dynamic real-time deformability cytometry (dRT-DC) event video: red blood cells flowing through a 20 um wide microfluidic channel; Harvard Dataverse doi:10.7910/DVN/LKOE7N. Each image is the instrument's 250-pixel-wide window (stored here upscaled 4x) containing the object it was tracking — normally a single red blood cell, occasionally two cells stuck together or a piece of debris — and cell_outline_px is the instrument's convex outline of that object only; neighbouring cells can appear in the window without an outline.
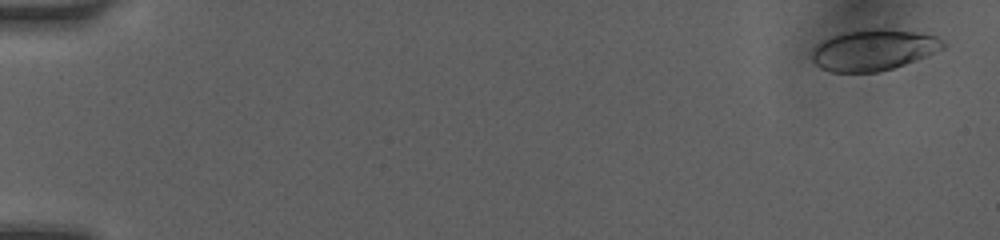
{"species": "human", "species_latin": "Homo sapiens", "temperature_condition": "room temperature", "stored_images_in_passage": 27, "camera_frame_rate_fps": 3000, "um_per_image_px": 0.085, "donor": {"sex": "female"}, "frame": {"image": 1, "passage_image": 1, "time_ms": 0.0, "image_size_px": [1000, 240], "cell_outline_px": [[948, 44], [944, 48], [904, 64], [892, 68], [876, 72], [832, 72], [820, 68], [812, 60], [812, 52], [824, 40], [832, 36], [860, 28], [884, 28], [916, 32], [936, 36], [944, 40]], "centroid_in_image_um": [74.27, 4.23], "position_along_channel_um": 10.7, "area_um2": 31.21}}
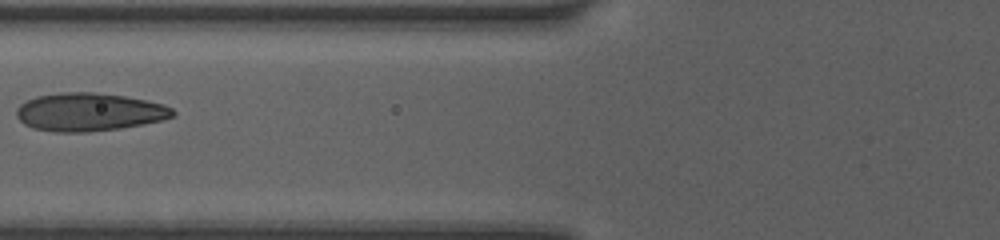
{"frame": {"image": 2, "passage_image": 17, "time_ms": 6.667, "image_size_px": [1000, 240], "cell_outline_px": [[176, 112], [172, 116], [160, 120], [120, 128], [88, 132], [52, 132], [32, 128], [24, 124], [16, 116], [16, 108], [20, 104], [36, 96], [64, 92], [96, 92], [124, 96], [148, 100], [164, 104], [172, 108]], "centroid_in_image_um": [7.54, 9.52], "position_along_channel_um": 118.3, "area_um2": 34.74}}
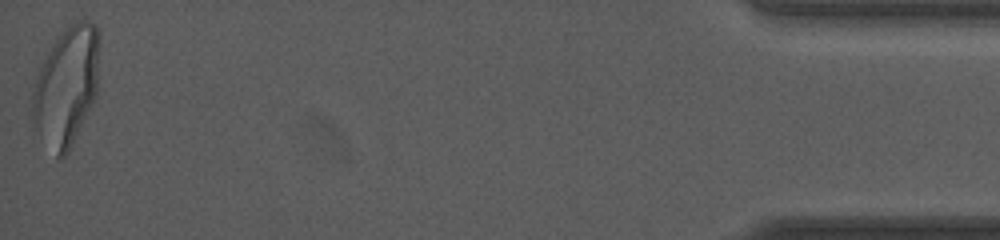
{"frame": {"image": 3, "passage_image": 27, "time_ms": 16.333, "image_size_px": [1000, 240], "cell_outline_px": [[96, 96], [68, 152], [60, 160], [32, 136], [32, 92], [36, 76], [52, 44], [60, 32], [72, 24], [80, 20], [88, 20], [96, 24]], "centroid_in_image_um": [5.54, 7.47], "position_along_channel_um": 429.7, "area_um2": 46.36}, "authors_computed_cell_mechanics": {"area_um2": 31.9056, "velocity_mm_per_s": 4.0855, "shape_relaxation_time_tau1_ms": 5.0639, "shape_relaxation_time_tau2_ms": null, "deformation_change_tau1": 0.1513, "deformation_change_tau2": null}}